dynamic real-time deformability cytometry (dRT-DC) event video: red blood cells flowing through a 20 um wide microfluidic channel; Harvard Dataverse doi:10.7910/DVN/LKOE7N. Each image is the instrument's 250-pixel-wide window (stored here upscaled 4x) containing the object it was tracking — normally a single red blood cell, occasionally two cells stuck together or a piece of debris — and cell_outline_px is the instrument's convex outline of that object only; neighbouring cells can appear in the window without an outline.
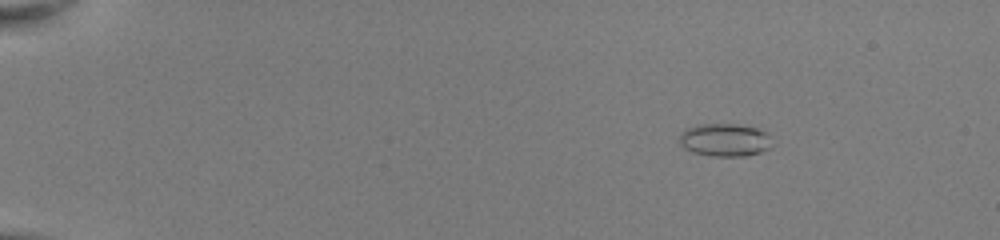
{"species": "common noctule bat (a hibernating species)", "species_latin": "Nyctalus noctula", "temperature_condition": "room temperature", "stored_images_in_passage": 45, "camera_frame_rate_fps": 3000, "um_per_image_px": 0.085, "animal": {"sex": "female", "body_mass_g": 22.0, "forearm_length_mm": 56.7}, "frame": {"image": 1, "passage_image": 1, "time_ms": 0.0, "image_size_px": [1000, 240], "cell_outline_px": [[776, 144], [772, 148], [760, 152], [744, 156], [712, 156], [692, 152], [684, 148], [680, 144], [680, 136], [684, 128], [696, 124], [736, 124], [756, 128], [768, 132]], "centroid_in_image_um": [61.66, 11.89], "position_along_channel_um": 23.3, "area_um2": 18.21}}
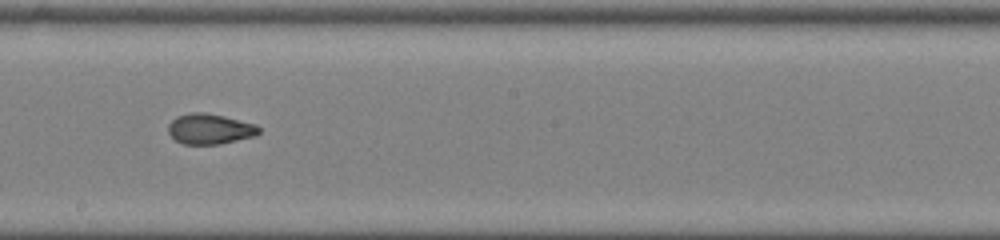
{"frame": {"image": 2, "passage_image": 25, "time_ms": 8.0, "image_size_px": [1000, 240], "cell_outline_px": [[260, 132], [256, 136], [220, 144], [184, 144], [176, 140], [168, 132], [168, 124], [176, 116], [192, 112], [204, 112], [224, 116], [256, 124], [260, 128]], "centroid_in_image_um": [17.85, 10.95], "position_along_channel_um": 230.4, "area_um2": 16.13}}
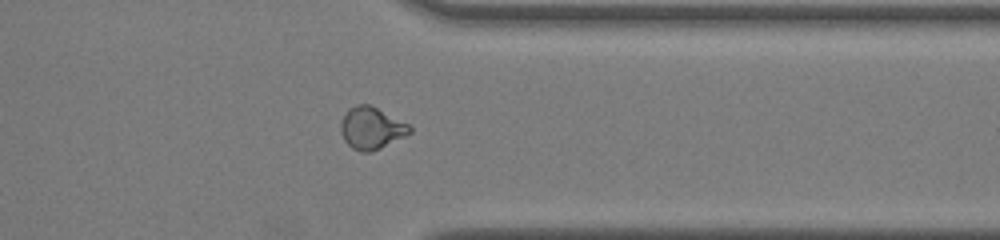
{"frame": {"image": 3, "passage_image": 36, "time_ms": 11.667, "image_size_px": [1000, 240], "cell_outline_px": [[412, 132], [372, 152], [360, 152], [352, 148], [344, 140], [340, 132], [340, 124], [348, 108], [356, 104], [372, 104], [408, 124], [412, 128]], "centroid_in_image_um": [31.55, 10.87], "position_along_channel_um": 379.8, "area_um2": 16.99}, "authors_computed_cell_mechanics": {"area_um2": 16.5886, "velocity_mm_per_s": 4.0737, "shape_relaxation_time_tau1_ms": 11.3722, "shape_relaxation_time_tau2_ms": 1.0183, "deformation_change_tau1": 0.2528, "deformation_change_tau2": 0.0565}}